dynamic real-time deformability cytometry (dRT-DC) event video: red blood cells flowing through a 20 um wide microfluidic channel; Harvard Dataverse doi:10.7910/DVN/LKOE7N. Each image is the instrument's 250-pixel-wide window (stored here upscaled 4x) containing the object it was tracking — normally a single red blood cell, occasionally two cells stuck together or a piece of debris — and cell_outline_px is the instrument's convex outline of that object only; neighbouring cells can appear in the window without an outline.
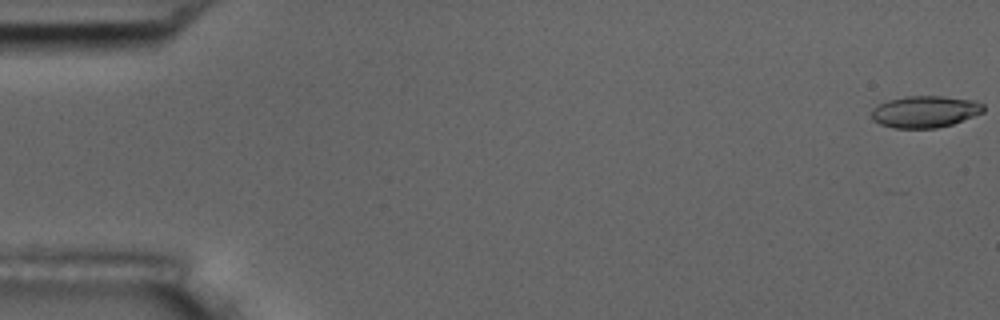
{"species": "common noctule bat (a hibernating species)", "species_latin": "Nyctalus noctula", "temperature_condition": "room temperature", "stored_images_in_passage": 10, "camera_frame_rate_fps": 3000, "um_per_image_px": 0.085, "animal": {"sex": "male", "body_mass_g": 17.5, "forearm_length_mm": 52.3}, "frame": {"image": 1, "passage_image": 1, "time_ms": 0.0, "image_size_px": [1000, 320], "cell_outline_px": [[984, 112], [952, 124], [936, 128], [892, 128], [880, 124], [872, 120], [872, 108], [888, 100], [904, 96], [940, 96], [976, 100], [984, 104]], "centroid_in_image_um": [78.63, 9.49], "position_along_channel_um": 6.4, "area_um2": 20.81}}